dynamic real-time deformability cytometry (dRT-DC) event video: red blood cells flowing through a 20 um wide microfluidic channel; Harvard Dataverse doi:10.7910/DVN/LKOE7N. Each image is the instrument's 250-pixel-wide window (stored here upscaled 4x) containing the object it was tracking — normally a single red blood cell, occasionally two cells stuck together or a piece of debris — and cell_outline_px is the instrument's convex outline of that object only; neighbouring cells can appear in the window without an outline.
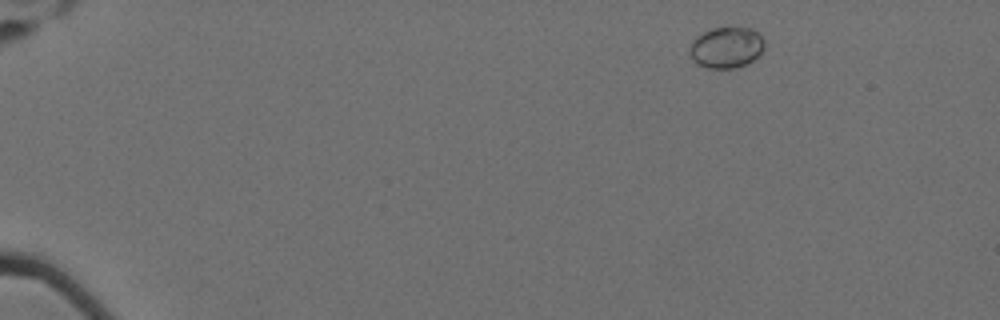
{"species": "Egyptian fruit bat (a non-hibernating species)", "species_latin": "Rousettus aegyptiacus", "temperature_condition": "cold", "stored_images_in_passage": 57, "camera_frame_rate_fps": 3000, "um_per_image_px": 0.085, "animal": {"sex": "female"}, "frame": {"image": 1, "passage_image": 5, "time_ms": 1.333, "image_size_px": [1000, 320], "cell_outline_px": [[764, 48], [752, 60], [736, 68], [708, 68], [696, 64], [692, 60], [688, 52], [692, 44], [704, 32], [712, 28], [752, 28], [764, 40]], "centroid_in_image_um": [61.73, 4.05], "position_along_channel_um": 23.3, "area_um2": 17.51}}
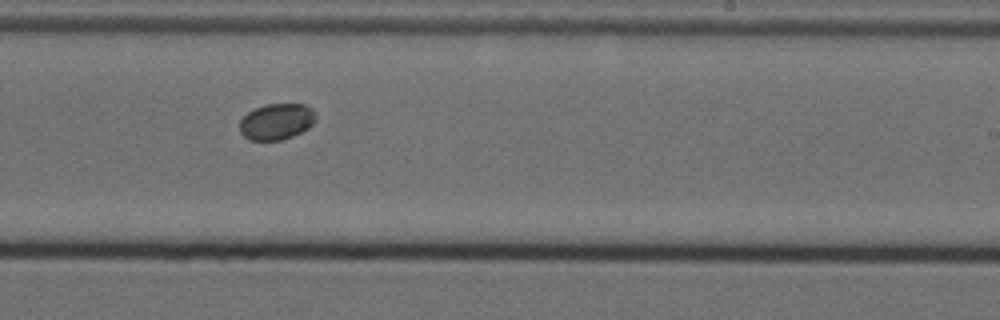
{"frame": {"image": 2, "passage_image": 36, "time_ms": 11.667, "image_size_px": [1000, 320], "cell_outline_px": [[316, 120], [308, 128], [292, 136], [280, 140], [248, 140], [240, 132], [240, 120], [252, 108], [264, 104], [304, 104], [312, 108], [316, 116]], "centroid_in_image_um": [23.49, 10.32], "position_along_channel_um": 265.5, "area_um2": 16.13}}
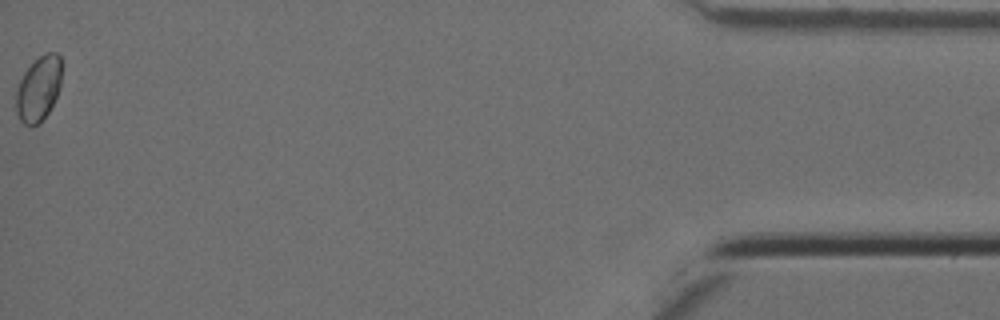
{"frame": {"image": 3, "passage_image": 57, "time_ms": 18.667, "image_size_px": [1000, 320], "cell_outline_px": [[60, 84], [56, 96], [48, 112], [32, 128], [24, 124], [20, 120], [16, 112], [16, 92], [20, 80], [24, 72], [44, 52], [56, 52], [60, 56]], "centroid_in_image_um": [3.26, 7.54], "position_along_channel_um": 431.9, "area_um2": 16.94}}